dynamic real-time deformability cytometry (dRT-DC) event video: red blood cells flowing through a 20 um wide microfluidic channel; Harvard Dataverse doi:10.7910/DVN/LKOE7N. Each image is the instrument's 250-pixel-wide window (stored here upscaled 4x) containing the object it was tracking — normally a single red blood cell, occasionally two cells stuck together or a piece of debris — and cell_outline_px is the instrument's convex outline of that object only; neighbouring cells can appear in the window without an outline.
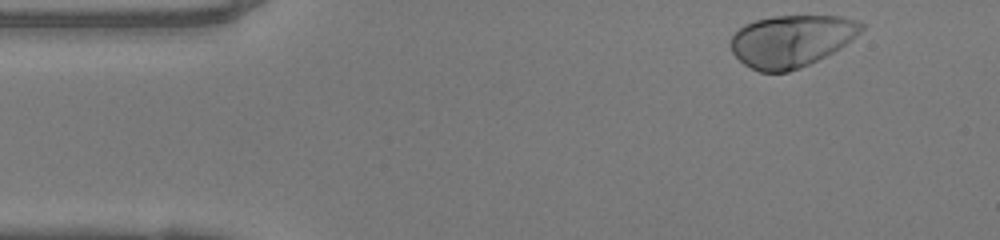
{"species": "human", "species_latin": "Homo sapiens", "temperature_condition": "warm", "stored_images_in_passage": 45, "camera_frame_rate_fps": 3000, "um_per_image_px": 0.085, "donor": {"sex": "female"}, "frame": {"image": 1, "passage_image": 1, "time_ms": 0.0, "image_size_px": [1000, 240], "cell_outline_px": [[864, 28], [860, 32], [840, 48], [800, 68], [788, 72], [760, 72], [744, 64], [732, 52], [728, 44], [732, 36], [744, 24], [756, 20], [772, 16], [840, 16], [856, 20], [864, 24]], "centroid_in_image_um": [67.24, 3.47], "position_along_channel_um": 17.8, "area_um2": 39.36}}
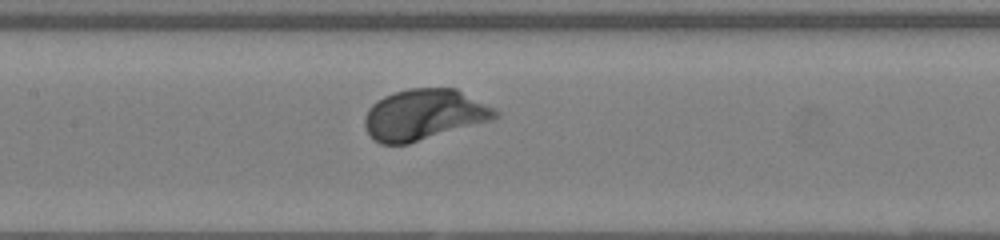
{"frame": {"image": 2, "passage_image": 18, "time_ms": 5.667, "image_size_px": [1000, 240], "cell_outline_px": [[500, 116], [488, 120], [408, 144], [380, 144], [368, 132], [364, 124], [364, 116], [368, 108], [376, 100], [392, 92], [408, 88], [456, 88], [500, 112]], "centroid_in_image_um": [35.99, 9.73], "position_along_channel_um": 171.4, "area_um2": 38.26}}
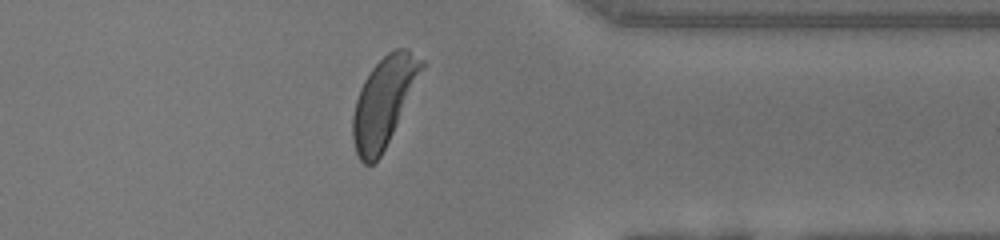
{"frame": {"image": 3, "passage_image": 34, "time_ms": 11.0, "image_size_px": [1000, 240], "cell_outline_px": [[424, 64], [396, 124], [380, 156], [372, 164], [364, 164], [360, 160], [356, 152], [352, 140], [352, 116], [356, 100], [360, 88], [364, 80], [372, 68], [388, 52], [396, 48], [408, 48], [424, 60]], "centroid_in_image_um": [32.57, 8.63], "position_along_channel_um": 378.8, "area_um2": 34.56}, "authors_computed_cell_mechanics": {"area_um2": 38.2636, "velocity_mm_per_s": 4.1044, "shape_relaxation_time_tau1_ms": 1.1246, "shape_relaxation_time_tau2_ms": null, "deformation_change_tau1": 0.1257, "deformation_change_tau2": null}}